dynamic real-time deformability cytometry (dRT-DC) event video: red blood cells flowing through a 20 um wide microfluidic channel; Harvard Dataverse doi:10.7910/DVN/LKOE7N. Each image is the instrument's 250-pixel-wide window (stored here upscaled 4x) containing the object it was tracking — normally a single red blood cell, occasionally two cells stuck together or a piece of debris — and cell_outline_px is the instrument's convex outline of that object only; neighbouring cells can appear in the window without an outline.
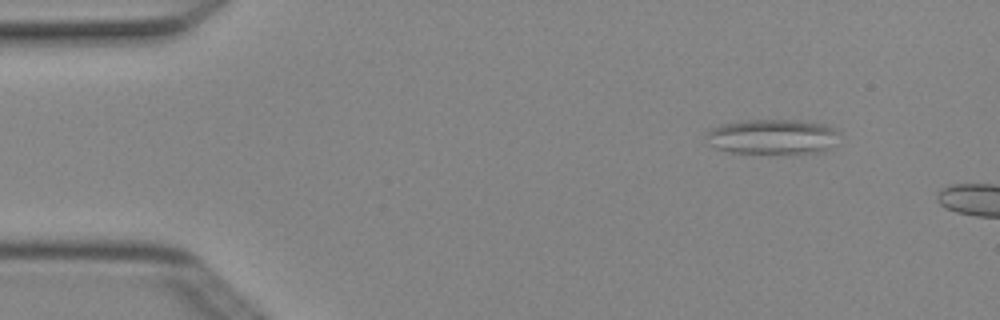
{"species": "Egyptian fruit bat (a non-hibernating species)", "species_latin": "Rousettus aegyptiacus", "temperature_condition": "cold", "stored_images_in_passage": 3, "camera_frame_rate_fps": 3000, "um_per_image_px": 0.085, "animal": {"sex": "female"}, "frame": {"image": 1, "passage_image": 2, "time_ms": 0.333, "image_size_px": [1000, 320], "cell_outline_px": [[840, 132], [832, 148], [824, 152], [728, 152], [704, 144], [704, 132], [720, 124], [744, 120], [796, 120], [824, 124], [836, 128]], "centroid_in_image_um": [65.6, 11.6], "position_along_channel_um": 19.4, "area_um2": 27.46}}